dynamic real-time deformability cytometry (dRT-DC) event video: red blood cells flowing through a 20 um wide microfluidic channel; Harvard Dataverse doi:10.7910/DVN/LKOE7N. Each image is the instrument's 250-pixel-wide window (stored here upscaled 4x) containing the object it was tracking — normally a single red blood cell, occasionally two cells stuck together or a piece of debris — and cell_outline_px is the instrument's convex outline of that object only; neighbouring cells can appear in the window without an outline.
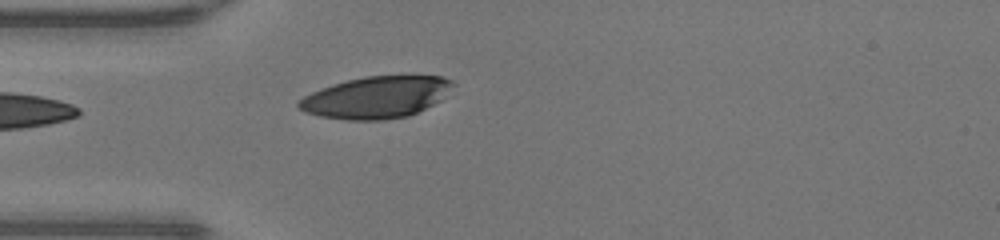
{"species": "human", "species_latin": "Homo sapiens", "temperature_condition": "warm", "stored_images_in_passage": 33, "camera_frame_rate_fps": 3000, "um_per_image_px": 0.085, "donor": {"sex": "male"}, "frame": {"image": 1, "passage_image": 1, "time_ms": 0.0, "image_size_px": [1000, 240], "cell_outline_px": [[456, 84], [440, 100], [408, 116], [384, 120], [348, 120], [320, 116], [304, 112], [296, 104], [304, 96], [320, 88], [332, 84], [364, 76], [444, 76], [452, 80]], "centroid_in_image_um": [31.98, 8.26], "position_along_channel_um": 53.0, "area_um2": 37.4}}
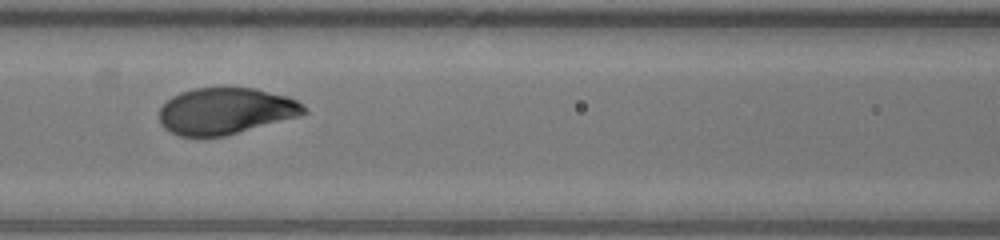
{"frame": {"image": 2, "passage_image": 8, "time_ms": 2.333, "image_size_px": [1000, 240], "cell_outline_px": [[308, 112], [300, 116], [224, 136], [180, 136], [164, 128], [160, 124], [160, 108], [172, 96], [180, 92], [192, 88], [224, 84], [256, 88], [288, 96], [304, 104]], "centroid_in_image_um": [19.2, 9.38], "position_along_channel_um": 147.4, "area_um2": 40.11}}
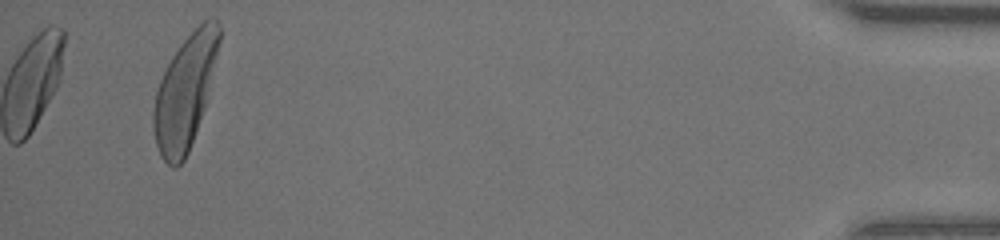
{"frame": {"image": 3, "passage_image": 33, "time_ms": 10.667, "image_size_px": [1000, 240], "cell_outline_px": [[220, 40], [204, 108], [188, 152], [184, 160], [176, 168], [172, 168], [160, 156], [156, 144], [152, 128], [152, 112], [156, 92], [160, 80], [172, 56], [180, 44], [208, 16], [216, 20], [220, 24]], "centroid_in_image_um": [15.7, 7.84], "position_along_channel_um": 419.5, "area_um2": 42.77}, "authors_computed_cell_mechanics": {"area_um2": 40.2288, "velocity_mm_per_s": 4.2908, "shape_relaxation_time_tau1_ms": 2.5052, "shape_relaxation_time_tau2_ms": null, "deformation_change_tau1": 0.1988, "deformation_change_tau2": null}}